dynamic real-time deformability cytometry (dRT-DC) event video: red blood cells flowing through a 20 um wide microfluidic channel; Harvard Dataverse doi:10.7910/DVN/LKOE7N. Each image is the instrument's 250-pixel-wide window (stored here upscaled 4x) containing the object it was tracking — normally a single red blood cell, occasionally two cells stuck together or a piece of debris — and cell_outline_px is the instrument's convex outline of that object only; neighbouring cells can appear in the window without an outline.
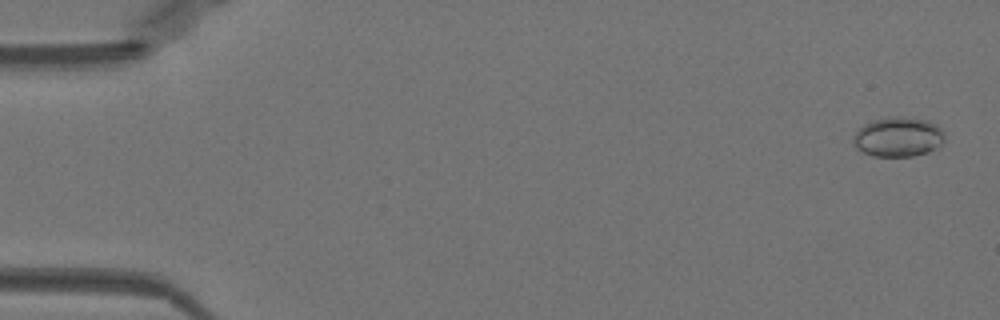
{"species": "Egyptian fruit bat (a non-hibernating species)", "species_latin": "Rousettus aegyptiacus", "temperature_condition": "warm", "stored_images_in_passage": 51, "camera_frame_rate_fps": 3000, "um_per_image_px": 0.085, "animal": {"sex": "female"}, "frame": {"image": 1, "passage_image": 2, "time_ms": 0.333, "image_size_px": [1000, 320], "cell_outline_px": [[944, 140], [940, 148], [928, 152], [912, 156], [872, 156], [856, 148], [852, 144], [852, 136], [856, 128], [872, 120], [892, 116], [900, 116], [928, 120], [936, 124], [944, 132]], "centroid_in_image_um": [76.32, 11.63], "position_along_channel_um": 8.7, "area_um2": 21.62}}
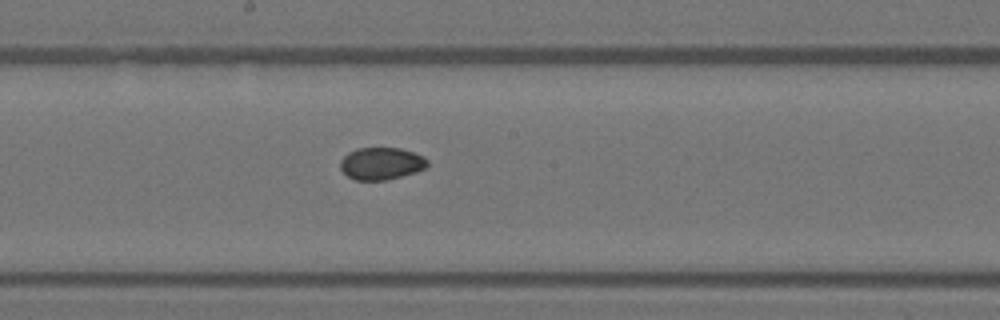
{"frame": {"image": 2, "passage_image": 28, "time_ms": 9.0, "image_size_px": [1000, 320], "cell_outline_px": [[428, 164], [424, 168], [416, 172], [388, 180], [356, 180], [348, 176], [340, 168], [340, 160], [348, 152], [356, 148], [400, 148], [424, 156], [428, 160]], "centroid_in_image_um": [32.4, 13.9], "position_along_channel_um": 215.8, "area_um2": 16.42}}
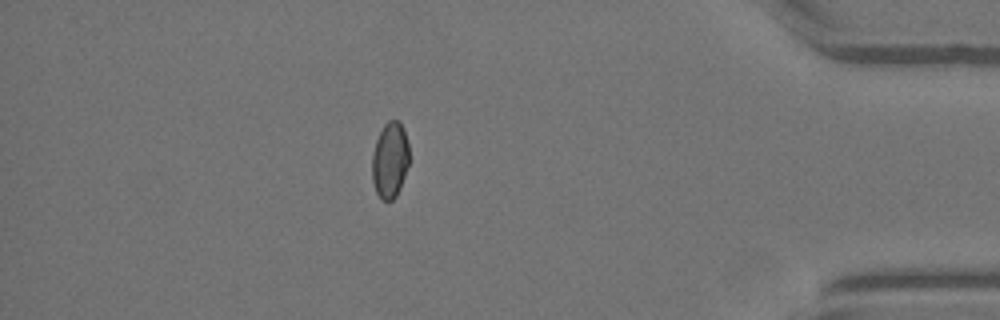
{"frame": {"image": 3, "passage_image": 45, "time_ms": 14.667, "image_size_px": [1000, 320], "cell_outline_px": [[408, 164], [400, 188], [396, 196], [392, 200], [384, 200], [376, 192], [372, 180], [372, 156], [376, 140], [384, 124], [388, 120], [400, 120], [408, 144]], "centroid_in_image_um": [33.13, 13.59], "position_along_channel_um": 402.1, "area_um2": 16.24}, "authors_computed_cell_mechanics": {"area_um2": 17.1088, "velocity_mm_per_s": 4.0082, "shape_relaxation_time_tau1_ms": null, "shape_relaxation_time_tau2_ms": 1.8501, "deformation_change_tau1": null, "deformation_change_tau2": 0.0353}}